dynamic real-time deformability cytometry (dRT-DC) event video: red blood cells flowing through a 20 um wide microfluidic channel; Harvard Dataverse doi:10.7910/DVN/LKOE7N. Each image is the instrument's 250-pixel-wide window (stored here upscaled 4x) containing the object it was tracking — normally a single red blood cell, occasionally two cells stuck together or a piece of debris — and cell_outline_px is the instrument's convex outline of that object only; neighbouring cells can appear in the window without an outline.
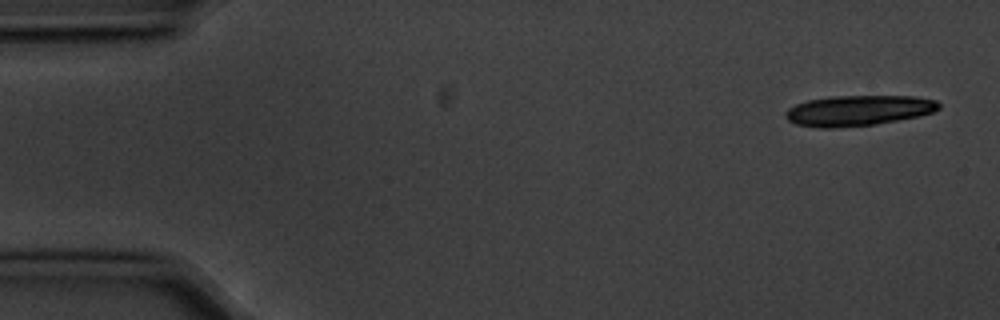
{"species": "common noctule bat (a hibernating species)", "species_latin": "Nyctalus noctula", "temperature_condition": "cold", "stored_images_in_passage": 7, "camera_frame_rate_fps": 3000, "um_per_image_px": 0.085, "animal": {"sex": "male", "body_mass_g": 20.1, "forearm_length_mm": 53.5}, "frame": {"image": 1, "passage_image": 1, "time_ms": 0.0, "image_size_px": [1000, 320], "cell_outline_px": [[940, 108], [932, 112], [916, 116], [876, 124], [836, 128], [820, 128], [796, 124], [788, 120], [784, 116], [784, 112], [788, 108], [796, 104], [808, 100], [832, 96], [916, 96], [936, 100], [940, 104]], "centroid_in_image_um": [72.92, 9.39], "position_along_channel_um": 12.1, "area_um2": 27.22}}